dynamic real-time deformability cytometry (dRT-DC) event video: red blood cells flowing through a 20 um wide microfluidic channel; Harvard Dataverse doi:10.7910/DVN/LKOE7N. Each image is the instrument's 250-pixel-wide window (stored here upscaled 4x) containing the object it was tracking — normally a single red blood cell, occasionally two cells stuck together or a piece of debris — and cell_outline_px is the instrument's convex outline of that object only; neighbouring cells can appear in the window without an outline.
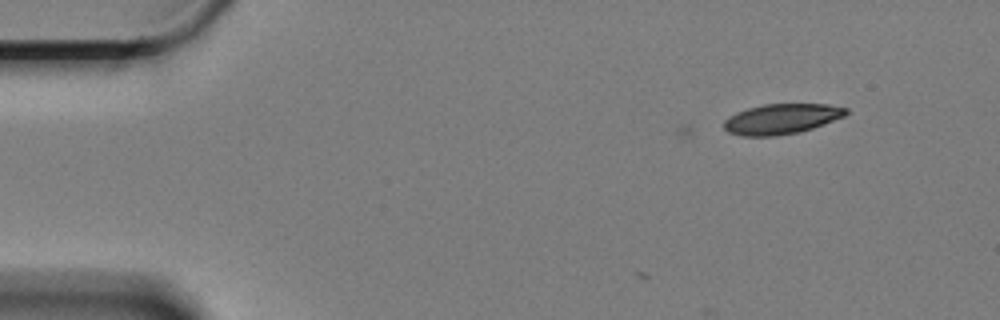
{"species": "Egyptian fruit bat (a non-hibernating species)", "species_latin": "Rousettus aegyptiacus", "temperature_condition": "cold", "stored_images_in_passage": 7, "camera_frame_rate_fps": 3000, "um_per_image_px": 0.085, "animal": {"sex": "female"}, "frame": {"image": 1, "passage_image": 1, "time_ms": 0.0, "image_size_px": [1000, 320], "cell_outline_px": [[848, 112], [844, 116], [812, 128], [796, 132], [772, 136], [744, 136], [728, 132], [724, 128], [724, 120], [728, 116], [736, 112], [748, 108], [764, 104], [828, 104], [848, 108]], "centroid_in_image_um": [66.4, 10.1], "position_along_channel_um": 18.6, "area_um2": 21.33}}